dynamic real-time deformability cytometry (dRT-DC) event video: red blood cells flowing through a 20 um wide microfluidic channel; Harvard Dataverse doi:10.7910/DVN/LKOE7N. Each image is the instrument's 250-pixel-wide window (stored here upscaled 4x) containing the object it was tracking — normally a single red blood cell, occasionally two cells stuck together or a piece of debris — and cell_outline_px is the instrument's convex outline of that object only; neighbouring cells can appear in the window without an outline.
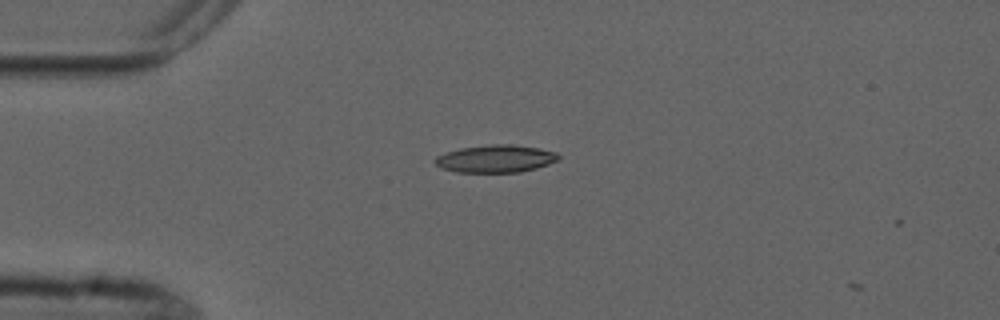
{"species": "common noctule bat (a hibernating species)", "species_latin": "Nyctalus noctula", "temperature_condition": "cold", "stored_images_in_passage": 2, "camera_frame_rate_fps": 3000, "um_per_image_px": 0.085, "animal": {"sex": "male", "forearm_length_mm": 52.5}, "frame": {"image": 1, "passage_image": 1, "time_ms": 0.0, "image_size_px": [1000, 320], "cell_outline_px": [[560, 160], [536, 168], [520, 172], [456, 172], [440, 168], [432, 160], [436, 156], [444, 152], [460, 148], [492, 144], [512, 144], [540, 148], [556, 152], [560, 156]], "centroid_in_image_um": [42.11, 13.48], "position_along_channel_um": 42.9, "area_um2": 20.06}}